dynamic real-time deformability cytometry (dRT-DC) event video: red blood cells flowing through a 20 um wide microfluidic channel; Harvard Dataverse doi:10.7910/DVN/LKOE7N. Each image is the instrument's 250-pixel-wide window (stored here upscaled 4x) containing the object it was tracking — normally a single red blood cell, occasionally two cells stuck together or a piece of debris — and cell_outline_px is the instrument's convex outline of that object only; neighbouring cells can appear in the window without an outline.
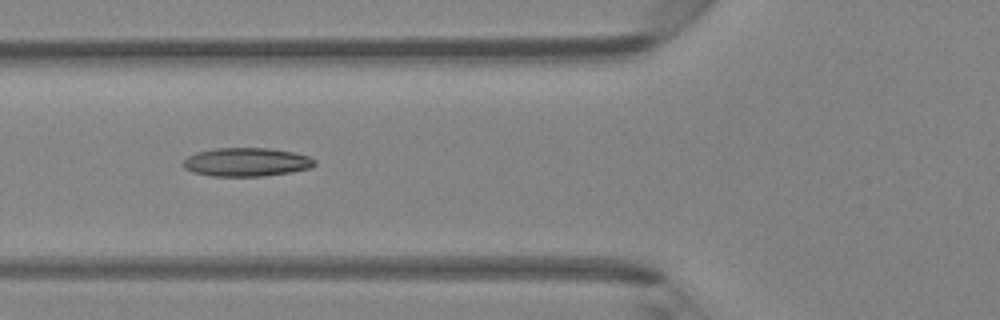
{"species": "Egyptian fruit bat (a non-hibernating species)", "species_latin": "Rousettus aegyptiacus", "temperature_condition": "room temperature", "stored_images_in_passage": 5, "camera_frame_rate_fps": 3000, "um_per_image_px": 0.085, "animal": {"sex": "female"}, "frame": {"image": 1, "passage_image": 5, "time_ms": 1.333, "image_size_px": [1000, 320], "cell_outline_px": [[316, 164], [312, 168], [292, 172], [264, 176], [212, 176], [192, 172], [184, 168], [180, 164], [188, 156], [196, 152], [216, 148], [268, 148], [292, 152], [308, 156], [316, 160]], "centroid_in_image_um": [20.94, 13.78], "position_along_channel_um": 104.9, "area_um2": 22.08}}